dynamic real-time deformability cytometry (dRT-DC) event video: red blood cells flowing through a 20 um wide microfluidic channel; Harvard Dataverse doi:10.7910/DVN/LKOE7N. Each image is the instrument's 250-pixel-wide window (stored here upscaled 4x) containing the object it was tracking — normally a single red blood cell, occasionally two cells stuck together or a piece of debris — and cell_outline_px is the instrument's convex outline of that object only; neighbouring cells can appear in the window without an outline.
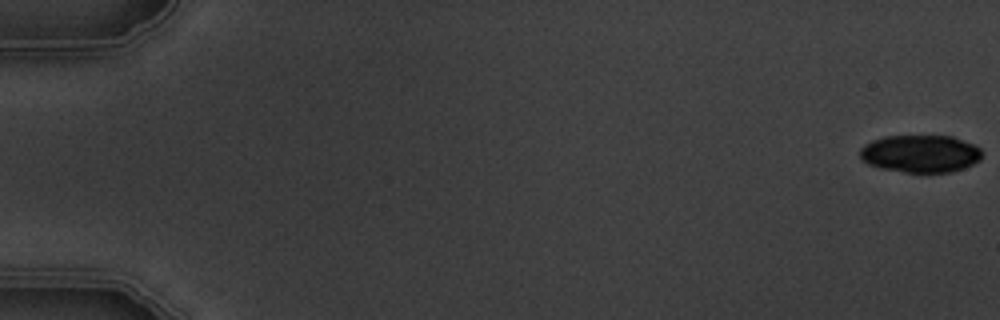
{"species": "common noctule bat (a hibernating species)", "species_latin": "Nyctalus noctula", "temperature_condition": "warm", "stored_images_in_passage": 9, "camera_frame_rate_fps": 3000, "um_per_image_px": 0.085, "animal": {"sex": "male", "body_mass_g": 19.5, "forearm_length_mm": 54.6}, "frame": {"image": 1, "passage_image": 1, "time_ms": 0.0, "image_size_px": [1000, 320], "cell_outline_px": [[984, 152], [980, 160], [964, 168], [952, 172], [904, 172], [880, 168], [868, 164], [860, 160], [860, 148], [864, 144], [872, 140], [884, 136], [952, 136], [976, 144]], "centroid_in_image_um": [78.25, 13.06], "position_along_channel_um": 6.8, "area_um2": 27.05}}